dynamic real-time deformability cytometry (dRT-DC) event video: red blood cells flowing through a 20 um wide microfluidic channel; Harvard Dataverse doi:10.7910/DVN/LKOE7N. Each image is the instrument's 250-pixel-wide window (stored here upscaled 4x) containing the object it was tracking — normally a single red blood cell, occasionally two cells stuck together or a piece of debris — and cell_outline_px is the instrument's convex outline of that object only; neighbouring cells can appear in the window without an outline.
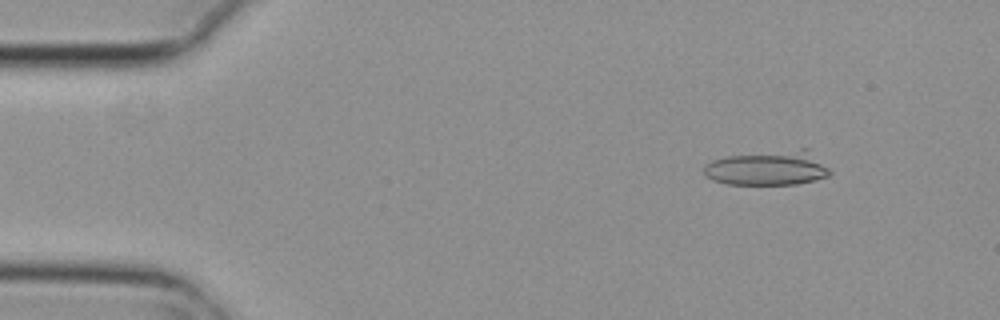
{"species": "common noctule bat (a hibernating species)", "species_latin": "Nyctalus noctula", "temperature_condition": "cold", "stored_images_in_passage": 5, "camera_frame_rate_fps": 3000, "um_per_image_px": 0.085, "animal": {"sex": "female", "body_mass_g": 29.2, "forearm_length_mm": 56.3}, "frame": {"image": 1, "passage_image": 2, "time_ms": 0.333, "image_size_px": [1000, 320], "cell_outline_px": [[832, 172], [828, 176], [816, 180], [796, 184], [728, 184], [712, 180], [704, 176], [704, 164], [712, 160], [728, 156], [800, 148], [808, 148]], "centroid_in_image_um": [65.27, 14.28], "position_along_channel_um": 19.7, "area_um2": 25.49}}
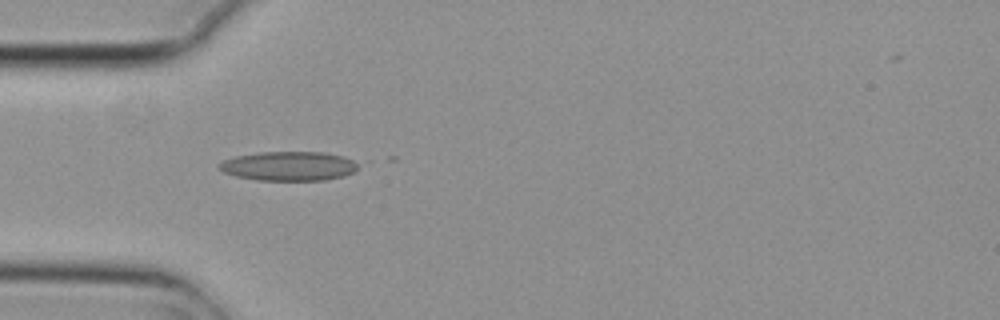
{"frame": {"image": 2, "passage_image": 5, "time_ms": 1.333, "image_size_px": [1000, 320], "cell_outline_px": [[372, 160], [356, 172], [344, 176], [324, 180], [256, 180], [236, 176], [224, 172], [216, 164], [224, 160], [236, 156], [260, 152], [324, 152]], "centroid_in_image_um": [24.82, 14.1], "position_along_channel_um": 60.2, "area_um2": 24.8}}